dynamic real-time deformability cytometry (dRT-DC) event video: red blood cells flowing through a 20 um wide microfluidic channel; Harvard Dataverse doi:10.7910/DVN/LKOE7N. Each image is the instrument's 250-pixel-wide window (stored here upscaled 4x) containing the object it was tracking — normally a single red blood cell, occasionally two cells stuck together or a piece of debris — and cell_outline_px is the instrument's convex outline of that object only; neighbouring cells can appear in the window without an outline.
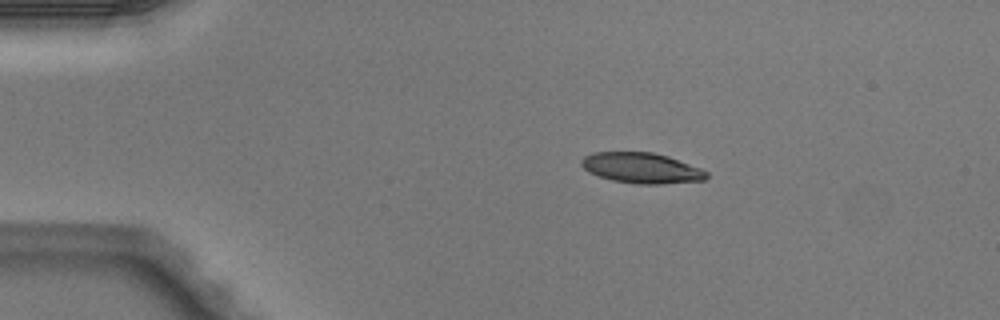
{"species": "Egyptian fruit bat (a non-hibernating species)", "species_latin": "Rousettus aegyptiacus", "temperature_condition": "warm", "stored_images_in_passage": 3, "camera_frame_rate_fps": 3000, "um_per_image_px": 0.085, "animal": {"sex": "male"}, "frame": {"image": 1, "passage_image": 1, "time_ms": 0.0, "image_size_px": [1000, 320], "cell_outline_px": [[708, 176], [704, 180], [660, 184], [640, 184], [612, 180], [588, 172], [580, 164], [580, 160], [584, 156], [592, 152], [652, 152], [668, 156], [700, 168], [708, 172]], "centroid_in_image_um": [54.51, 14.27], "position_along_channel_um": 30.5, "area_um2": 22.2}}
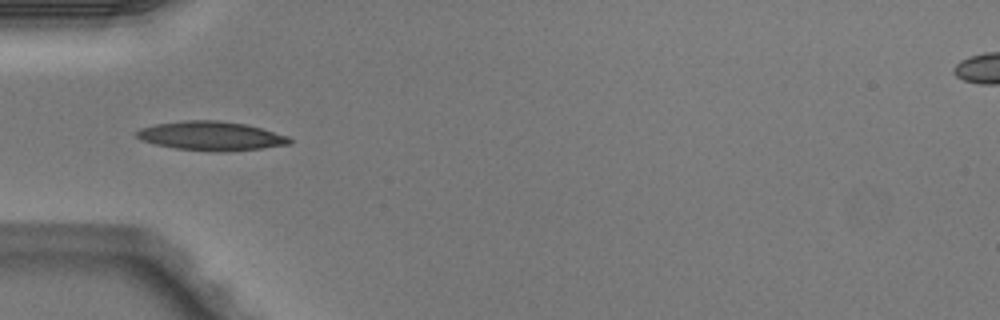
{"frame": {"image": 2, "passage_image": 3, "time_ms": 0.667, "image_size_px": [1000, 320], "cell_outline_px": [[292, 140], [288, 144], [260, 148], [224, 152], [216, 152], [176, 148], [156, 144], [140, 140], [136, 136], [136, 132], [140, 128], [156, 124], [188, 120], [216, 120], [244, 124], [260, 128], [288, 136]], "centroid_in_image_um": [17.91, 11.56], "position_along_channel_um": 67.1, "area_um2": 25.55}}